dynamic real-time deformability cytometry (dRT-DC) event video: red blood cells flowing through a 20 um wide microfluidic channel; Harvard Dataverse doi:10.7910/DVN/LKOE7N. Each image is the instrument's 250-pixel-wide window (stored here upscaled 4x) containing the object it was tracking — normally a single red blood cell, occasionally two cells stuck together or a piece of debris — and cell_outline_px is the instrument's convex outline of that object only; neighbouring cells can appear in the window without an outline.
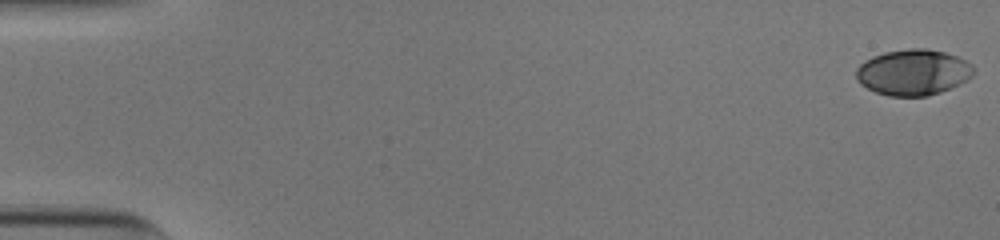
{"species": "human", "species_latin": "Homo sapiens", "temperature_condition": "cold", "stored_images_in_passage": 53, "camera_frame_rate_fps": 3000, "um_per_image_px": 0.085, "donor": {"sex": "male"}, "frame": {"image": 1, "passage_image": 1, "time_ms": 0.0, "image_size_px": [1000, 240], "cell_outline_px": [[976, 72], [968, 80], [960, 84], [940, 92], [928, 96], [888, 96], [876, 92], [860, 84], [856, 80], [856, 68], [864, 60], [872, 56], [884, 52], [908, 48], [928, 48], [944, 52], [956, 56], [972, 64], [976, 68]], "centroid_in_image_um": [77.63, 6.14], "position_along_channel_um": 7.4, "area_um2": 31.79}}
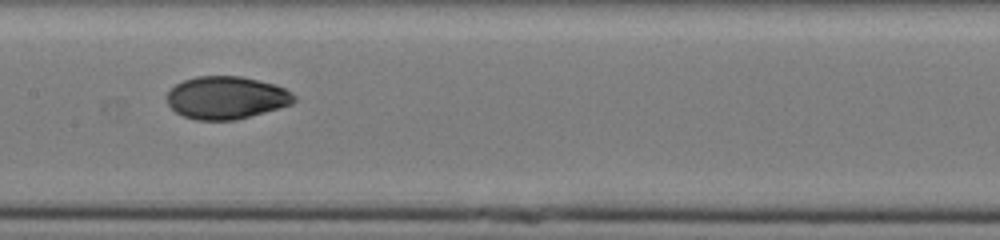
{"frame": {"image": 2, "passage_image": 28, "time_ms": 9.0, "image_size_px": [1000, 240], "cell_outline_px": [[296, 100], [292, 104], [236, 120], [196, 120], [184, 116], [176, 112], [168, 104], [168, 92], [176, 84], [184, 80], [196, 76], [240, 76], [276, 84], [292, 92], [296, 96]], "centroid_in_image_um": [19.26, 8.3], "position_along_channel_um": 188.1, "area_um2": 31.56}}
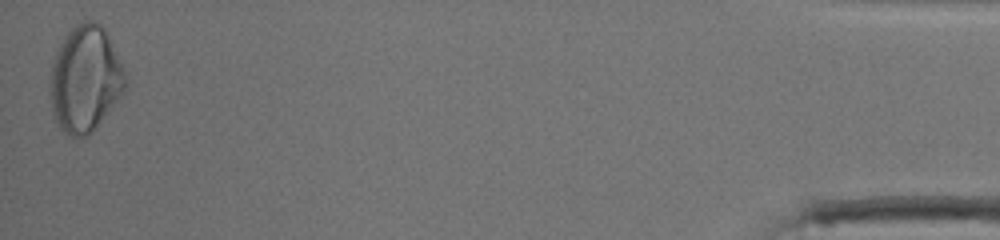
{"frame": {"image": 3, "passage_image": 53, "time_ms": 17.333, "image_size_px": [1000, 240], "cell_outline_px": [[128, 84], [120, 96], [92, 132], [88, 136], [68, 136], [60, 128], [52, 112], [48, 96], [48, 80], [52, 60], [64, 36], [76, 24], [88, 20], [96, 20], [108, 32], [128, 72]], "centroid_in_image_um": [7.25, 6.68], "position_along_channel_um": 428.0, "area_um2": 47.74}, "authors_computed_cell_mechanics": {"area_um2": 31.79, "velocity_mm_per_s": 3.9069, "shape_relaxation_time_tau1_ms": 4.796, "shape_relaxation_time_tau2_ms": 1.5368, "deformation_change_tau1": 0.1509, "deformation_change_tau2": 0.0437}}